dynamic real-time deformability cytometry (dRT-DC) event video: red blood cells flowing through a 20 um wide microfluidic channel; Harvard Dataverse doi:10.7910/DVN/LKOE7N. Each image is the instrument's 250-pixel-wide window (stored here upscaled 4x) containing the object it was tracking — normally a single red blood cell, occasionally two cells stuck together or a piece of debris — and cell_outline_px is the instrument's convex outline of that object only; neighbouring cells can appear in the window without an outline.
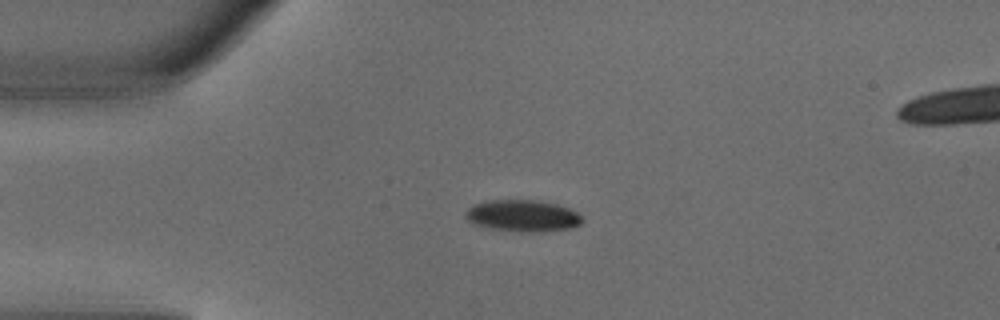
{"species": "common noctule bat (a hibernating species)", "species_latin": "Nyctalus noctula", "temperature_condition": "warm", "stored_images_in_passage": 4, "segment_of_instrument_passage": [1, 2], "camera_frame_rate_fps": 3000, "um_per_image_px": 0.085, "animal": {"sex": "male", "body_mass_g": 18.8}, "frame": {"image": 1, "passage_image": 2, "time_ms": 0.333, "image_size_px": [1000, 320], "cell_outline_px": [[584, 220], [580, 224], [572, 228], [540, 232], [520, 232], [492, 228], [472, 224], [464, 216], [464, 212], [472, 204], [492, 200], [532, 200], [556, 204], [568, 208], [576, 212]], "centroid_in_image_um": [44.4, 18.35], "position_along_channel_um": 40.6, "area_um2": 21.56}}